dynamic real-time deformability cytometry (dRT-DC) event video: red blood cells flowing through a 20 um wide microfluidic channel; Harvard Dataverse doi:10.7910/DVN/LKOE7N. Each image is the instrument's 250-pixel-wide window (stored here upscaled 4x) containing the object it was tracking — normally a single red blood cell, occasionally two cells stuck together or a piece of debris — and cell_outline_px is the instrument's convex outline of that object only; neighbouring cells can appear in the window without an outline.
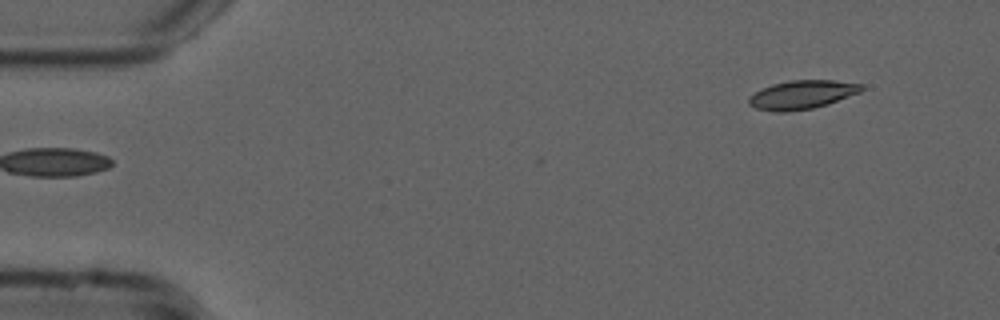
{"species": "common noctule bat (a hibernating species)", "species_latin": "Nyctalus noctula", "temperature_condition": "cold", "stored_images_in_passage": 50, "camera_frame_rate_fps": 3000, "um_per_image_px": 0.085, "animal": {"sex": "male", "forearm_length_mm": 52.5}, "frame": {"image": 1, "passage_image": 1, "time_ms": 0.0, "image_size_px": [1000, 320], "cell_outline_px": [[864, 88], [860, 92], [828, 104], [812, 108], [788, 112], [772, 112], [756, 108], [748, 104], [748, 96], [772, 84], [792, 80], [832, 80], [864, 84]], "centroid_in_image_um": [68.16, 8.05], "position_along_channel_um": 16.8, "area_um2": 18.84}}
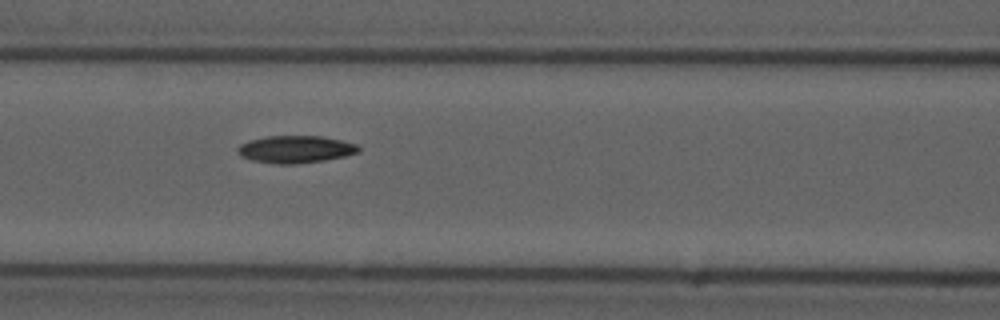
{"frame": {"image": 2, "passage_image": 19, "time_ms": 6.0, "image_size_px": [1000, 320], "cell_outline_px": [[360, 152], [344, 156], [324, 160], [296, 164], [276, 164], [252, 160], [240, 156], [236, 152], [236, 148], [240, 144], [248, 140], [268, 136], [324, 136], [356, 144], [360, 148]], "centroid_in_image_um": [25.08, 12.69], "position_along_channel_um": 141.5, "area_um2": 19.36}}
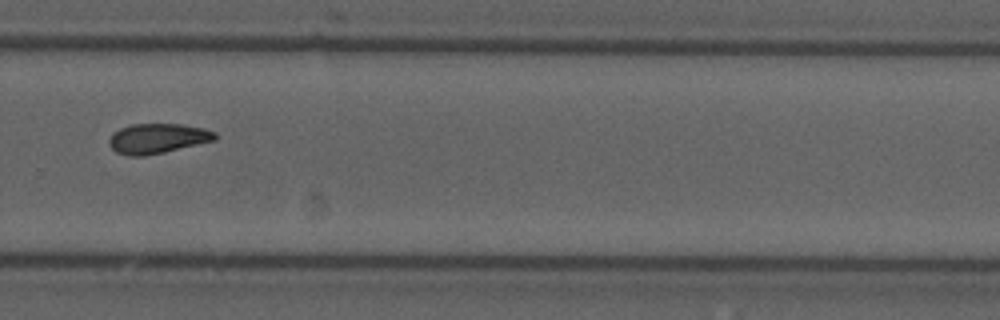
{"frame": {"image": 3, "passage_image": 33, "time_ms": 10.667, "image_size_px": [1000, 320], "cell_outline_px": [[216, 140], [164, 152], [144, 156], [128, 156], [116, 152], [108, 144], [108, 140], [112, 132], [120, 128], [132, 124], [180, 124], [204, 128], [216, 132]], "centroid_in_image_um": [13.36, 11.77], "position_along_channel_um": 316.4, "area_um2": 18.55}, "authors_computed_cell_mechanics": {"area_um2": 18.5538, "velocity_mm_per_s": 3.7604, "shape_relaxation_time_tau1_ms": 4.545, "shape_relaxation_time_tau2_ms": 5.6322, "deformation_change_tau1": 0.1335, "deformation_change_tau2": 0.1132}}